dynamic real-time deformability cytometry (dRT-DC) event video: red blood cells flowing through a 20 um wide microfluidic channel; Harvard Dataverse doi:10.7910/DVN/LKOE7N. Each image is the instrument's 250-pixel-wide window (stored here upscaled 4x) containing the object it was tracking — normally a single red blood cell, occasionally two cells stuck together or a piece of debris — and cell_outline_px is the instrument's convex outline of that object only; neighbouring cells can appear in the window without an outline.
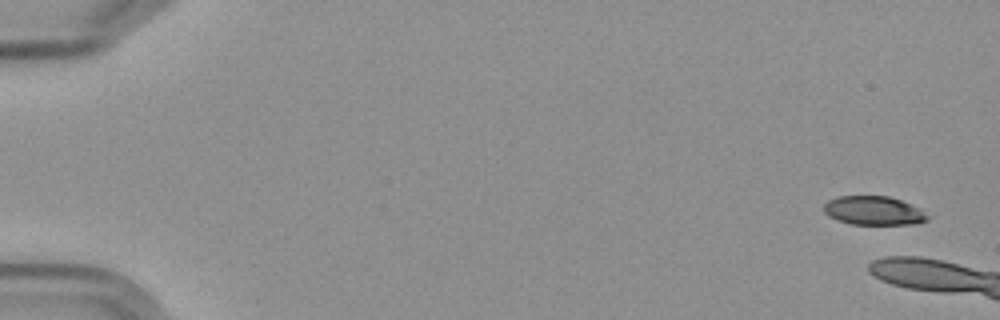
{"species": "Egyptian fruit bat (a non-hibernating species)", "species_latin": "Rousettus aegyptiacus", "temperature_condition": "cold", "stored_images_in_passage": 3, "camera_frame_rate_fps": 3000, "um_per_image_px": 0.085, "frame": {"image": 1, "passage_image": 1, "time_ms": 0.0, "image_size_px": [1000, 320], "cell_outline_px": [[932, 216], [928, 220], [912, 224], [852, 224], [836, 220], [828, 216], [824, 212], [824, 204], [828, 200], [836, 196], [888, 196], [912, 204], [920, 208]], "centroid_in_image_um": [74.28, 17.9], "position_along_channel_um": 10.7, "area_um2": 17.63}}